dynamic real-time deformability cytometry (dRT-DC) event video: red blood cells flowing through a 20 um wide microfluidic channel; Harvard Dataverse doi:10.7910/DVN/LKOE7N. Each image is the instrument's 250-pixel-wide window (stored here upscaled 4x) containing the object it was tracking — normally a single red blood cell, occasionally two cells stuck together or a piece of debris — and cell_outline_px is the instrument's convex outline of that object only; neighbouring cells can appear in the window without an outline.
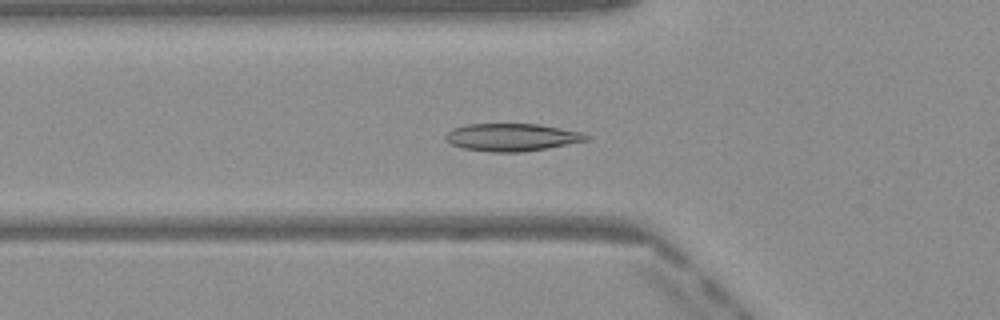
{"species": "Egyptian fruit bat (a non-hibernating species)", "species_latin": "Rousettus aegyptiacus", "temperature_condition": "warm", "stored_images_in_passage": 50, "camera_frame_rate_fps": 3000, "um_per_image_px": 0.085, "frame": {"image": 1, "passage_image": 18, "time_ms": 5.667, "image_size_px": [1000, 320], "cell_outline_px": [[592, 136], [588, 140], [548, 148], [520, 152], [492, 152], [460, 148], [452, 144], [444, 136], [452, 128], [468, 124], [540, 124], [584, 132]], "centroid_in_image_um": [43.55, 11.66], "position_along_channel_um": 82.2, "area_um2": 22.77}}
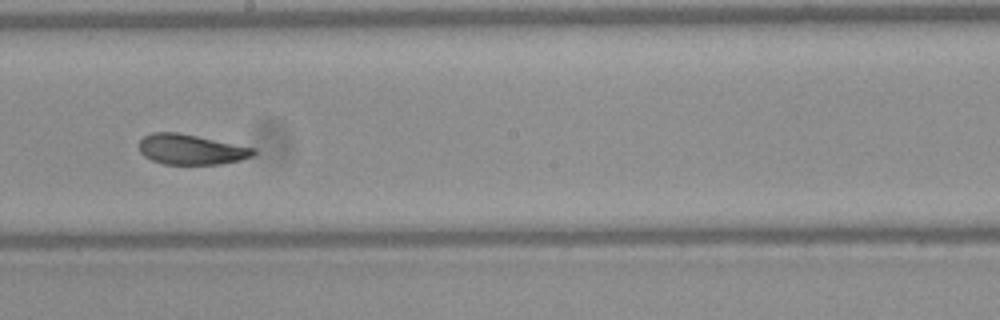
{"frame": {"image": 2, "passage_image": 29, "time_ms": 9.333, "image_size_px": [1000, 320], "cell_outline_px": [[256, 152], [252, 156], [240, 160], [220, 164], [164, 164], [152, 160], [144, 156], [140, 152], [140, 140], [144, 136], [152, 132], [176, 132], [256, 148]], "centroid_in_image_um": [16.24, 12.7], "position_along_channel_um": 232.0, "area_um2": 20.0}}
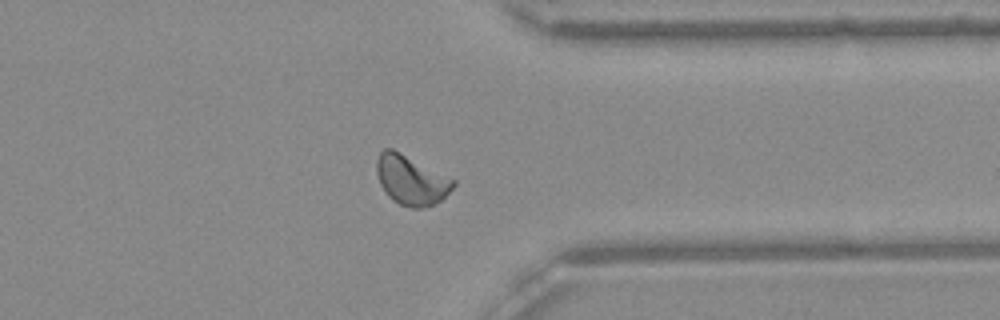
{"frame": {"image": 3, "passage_image": 40, "time_ms": 13.0, "image_size_px": [1000, 320], "cell_outline_px": [[456, 184], [440, 200], [424, 208], [412, 208], [400, 204], [392, 200], [384, 192], [380, 184], [376, 172], [376, 160], [380, 152], [384, 148], [392, 148], [456, 180]], "centroid_in_image_um": [34.91, 15.3], "position_along_channel_um": 376.5, "area_um2": 22.02}, "authors_computed_cell_mechanics": {"area_um2": 21.5016, "velocity_mm_per_s": 4.0664, "shape_relaxation_time_tau1_ms": 4.3943, "shape_relaxation_time_tau2_ms": 1.8008, "deformation_change_tau1": 0.1257, "deformation_change_tau2": 0.0502}}